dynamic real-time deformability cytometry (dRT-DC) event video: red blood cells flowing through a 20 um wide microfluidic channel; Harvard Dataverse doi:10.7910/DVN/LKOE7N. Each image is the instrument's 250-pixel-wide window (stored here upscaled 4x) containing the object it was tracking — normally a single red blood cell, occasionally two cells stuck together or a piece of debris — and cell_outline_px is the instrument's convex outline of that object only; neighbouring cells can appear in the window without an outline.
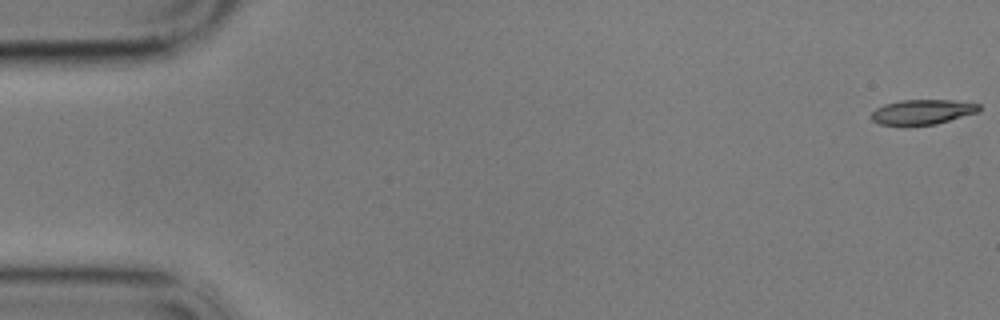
{"species": "common noctule bat (a hibernating species)", "species_latin": "Nyctalus noctula", "temperature_condition": "cold", "stored_images_in_passage": 8, "camera_frame_rate_fps": 3000, "um_per_image_px": 0.085, "animal": {"sex": "male", "body_mass_g": 17.9}, "frame": {"image": 1, "passage_image": 1, "time_ms": 0.0, "image_size_px": [1000, 320], "cell_outline_px": [[980, 108], [976, 112], [936, 124], [908, 128], [880, 124], [872, 120], [872, 112], [876, 108], [884, 104], [900, 100], [952, 100], [980, 104]], "centroid_in_image_um": [78.33, 9.55], "position_along_channel_um": 6.7, "area_um2": 16.01}}